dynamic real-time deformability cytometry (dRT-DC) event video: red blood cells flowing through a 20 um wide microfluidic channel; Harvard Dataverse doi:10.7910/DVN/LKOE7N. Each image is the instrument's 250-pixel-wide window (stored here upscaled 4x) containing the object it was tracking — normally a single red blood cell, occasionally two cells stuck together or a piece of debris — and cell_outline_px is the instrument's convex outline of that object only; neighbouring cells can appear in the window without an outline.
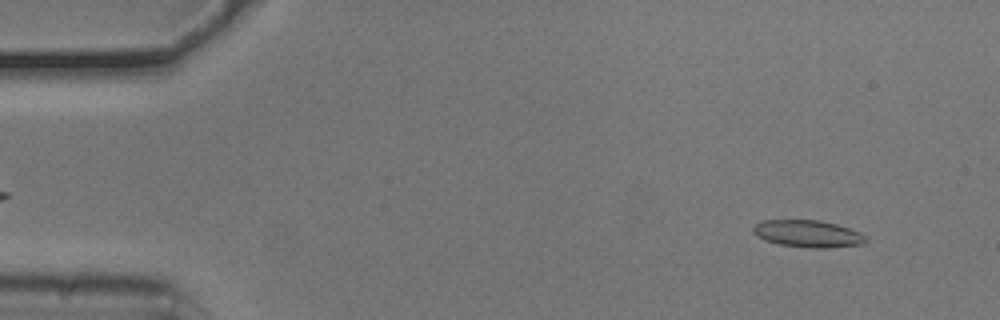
{"species": "common noctule bat (a hibernating species)", "species_latin": "Nyctalus noctula", "temperature_condition": "cold", "stored_images_in_passage": 12, "camera_frame_rate_fps": 3000, "um_per_image_px": 0.085, "animal": {"sex": "male", "body_mass_g": 20.5, "forearm_length_mm": 52.5}, "frame": {"image": 1, "passage_image": 4, "time_ms": 1.0, "image_size_px": [1000, 320], "cell_outline_px": [[868, 240], [864, 244], [828, 248], [812, 248], [780, 244], [764, 240], [752, 232], [752, 228], [756, 224], [764, 220], [820, 220], [836, 224], [860, 232], [868, 236]], "centroid_in_image_um": [68.71, 19.87], "position_along_channel_um": 16.3, "area_um2": 17.86}}